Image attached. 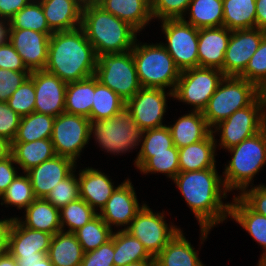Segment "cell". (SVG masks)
I'll return each mask as SVG.
<instances>
[{
	"instance_id": "d6986e66",
	"label": "cell",
	"mask_w": 266,
	"mask_h": 266,
	"mask_svg": "<svg viewBox=\"0 0 266 266\" xmlns=\"http://www.w3.org/2000/svg\"><path fill=\"white\" fill-rule=\"evenodd\" d=\"M51 35L31 29H9L8 41L30 71L44 70L48 61Z\"/></svg>"
},
{
	"instance_id": "5bb4252c",
	"label": "cell",
	"mask_w": 266,
	"mask_h": 266,
	"mask_svg": "<svg viewBox=\"0 0 266 266\" xmlns=\"http://www.w3.org/2000/svg\"><path fill=\"white\" fill-rule=\"evenodd\" d=\"M173 97V92L163 89L141 88L132 98L126 101L125 109L140 128L145 131L163 125L166 113L167 97Z\"/></svg>"
},
{
	"instance_id": "d4e9b609",
	"label": "cell",
	"mask_w": 266,
	"mask_h": 266,
	"mask_svg": "<svg viewBox=\"0 0 266 266\" xmlns=\"http://www.w3.org/2000/svg\"><path fill=\"white\" fill-rule=\"evenodd\" d=\"M174 146L178 149L206 139L212 129L201 111H189L179 117L173 125H168Z\"/></svg>"
},
{
	"instance_id": "74e56055",
	"label": "cell",
	"mask_w": 266,
	"mask_h": 266,
	"mask_svg": "<svg viewBox=\"0 0 266 266\" xmlns=\"http://www.w3.org/2000/svg\"><path fill=\"white\" fill-rule=\"evenodd\" d=\"M55 117L32 112L21 117L13 142H32L51 138Z\"/></svg>"
},
{
	"instance_id": "94428289",
	"label": "cell",
	"mask_w": 266,
	"mask_h": 266,
	"mask_svg": "<svg viewBox=\"0 0 266 266\" xmlns=\"http://www.w3.org/2000/svg\"><path fill=\"white\" fill-rule=\"evenodd\" d=\"M0 266H18V262L8 251H6L0 255Z\"/></svg>"
},
{
	"instance_id": "7dc6e473",
	"label": "cell",
	"mask_w": 266,
	"mask_h": 266,
	"mask_svg": "<svg viewBox=\"0 0 266 266\" xmlns=\"http://www.w3.org/2000/svg\"><path fill=\"white\" fill-rule=\"evenodd\" d=\"M191 0H151V13L153 19H179L188 13Z\"/></svg>"
},
{
	"instance_id": "836d02e7",
	"label": "cell",
	"mask_w": 266,
	"mask_h": 266,
	"mask_svg": "<svg viewBox=\"0 0 266 266\" xmlns=\"http://www.w3.org/2000/svg\"><path fill=\"white\" fill-rule=\"evenodd\" d=\"M187 11L189 20L182 19L197 29L223 26L222 0H191Z\"/></svg>"
},
{
	"instance_id": "91938a15",
	"label": "cell",
	"mask_w": 266,
	"mask_h": 266,
	"mask_svg": "<svg viewBox=\"0 0 266 266\" xmlns=\"http://www.w3.org/2000/svg\"><path fill=\"white\" fill-rule=\"evenodd\" d=\"M9 155H11V142L0 137V160L5 159Z\"/></svg>"
},
{
	"instance_id": "30bf717a",
	"label": "cell",
	"mask_w": 266,
	"mask_h": 266,
	"mask_svg": "<svg viewBox=\"0 0 266 266\" xmlns=\"http://www.w3.org/2000/svg\"><path fill=\"white\" fill-rule=\"evenodd\" d=\"M225 75L220 69L195 67L181 71L173 99L193 106L194 111H203Z\"/></svg>"
},
{
	"instance_id": "003e7915",
	"label": "cell",
	"mask_w": 266,
	"mask_h": 266,
	"mask_svg": "<svg viewBox=\"0 0 266 266\" xmlns=\"http://www.w3.org/2000/svg\"><path fill=\"white\" fill-rule=\"evenodd\" d=\"M258 266H266V264H257Z\"/></svg>"
},
{
	"instance_id": "f5cc1de1",
	"label": "cell",
	"mask_w": 266,
	"mask_h": 266,
	"mask_svg": "<svg viewBox=\"0 0 266 266\" xmlns=\"http://www.w3.org/2000/svg\"><path fill=\"white\" fill-rule=\"evenodd\" d=\"M0 68L12 71H30L9 41L0 44Z\"/></svg>"
},
{
	"instance_id": "f6af8a7d",
	"label": "cell",
	"mask_w": 266,
	"mask_h": 266,
	"mask_svg": "<svg viewBox=\"0 0 266 266\" xmlns=\"http://www.w3.org/2000/svg\"><path fill=\"white\" fill-rule=\"evenodd\" d=\"M8 106L21 117L34 112L35 89L33 79L29 76L11 95Z\"/></svg>"
},
{
	"instance_id": "d590c367",
	"label": "cell",
	"mask_w": 266,
	"mask_h": 266,
	"mask_svg": "<svg viewBox=\"0 0 266 266\" xmlns=\"http://www.w3.org/2000/svg\"><path fill=\"white\" fill-rule=\"evenodd\" d=\"M223 26L229 30L255 28L256 0H222Z\"/></svg>"
},
{
	"instance_id": "7c38bea8",
	"label": "cell",
	"mask_w": 266,
	"mask_h": 266,
	"mask_svg": "<svg viewBox=\"0 0 266 266\" xmlns=\"http://www.w3.org/2000/svg\"><path fill=\"white\" fill-rule=\"evenodd\" d=\"M90 122L85 116L65 112L55 117L51 141L56 155L77 163L80 153L91 139Z\"/></svg>"
},
{
	"instance_id": "2e32d148",
	"label": "cell",
	"mask_w": 266,
	"mask_h": 266,
	"mask_svg": "<svg viewBox=\"0 0 266 266\" xmlns=\"http://www.w3.org/2000/svg\"><path fill=\"white\" fill-rule=\"evenodd\" d=\"M265 35L266 31L258 28L232 30L225 52L223 74L238 77Z\"/></svg>"
},
{
	"instance_id": "c3c4849f",
	"label": "cell",
	"mask_w": 266,
	"mask_h": 266,
	"mask_svg": "<svg viewBox=\"0 0 266 266\" xmlns=\"http://www.w3.org/2000/svg\"><path fill=\"white\" fill-rule=\"evenodd\" d=\"M31 71L0 68V101L7 102L15 90L30 76Z\"/></svg>"
},
{
	"instance_id": "e575fe53",
	"label": "cell",
	"mask_w": 266,
	"mask_h": 266,
	"mask_svg": "<svg viewBox=\"0 0 266 266\" xmlns=\"http://www.w3.org/2000/svg\"><path fill=\"white\" fill-rule=\"evenodd\" d=\"M143 260L154 258L137 238L123 229L114 232V266H125Z\"/></svg>"
},
{
	"instance_id": "03108f58",
	"label": "cell",
	"mask_w": 266,
	"mask_h": 266,
	"mask_svg": "<svg viewBox=\"0 0 266 266\" xmlns=\"http://www.w3.org/2000/svg\"><path fill=\"white\" fill-rule=\"evenodd\" d=\"M83 3H87V2H95L96 0H81Z\"/></svg>"
},
{
	"instance_id": "db71d44e",
	"label": "cell",
	"mask_w": 266,
	"mask_h": 266,
	"mask_svg": "<svg viewBox=\"0 0 266 266\" xmlns=\"http://www.w3.org/2000/svg\"><path fill=\"white\" fill-rule=\"evenodd\" d=\"M14 164H16V162L12 155L0 160V197L19 175L17 174V168L14 167Z\"/></svg>"
},
{
	"instance_id": "9a60e30c",
	"label": "cell",
	"mask_w": 266,
	"mask_h": 266,
	"mask_svg": "<svg viewBox=\"0 0 266 266\" xmlns=\"http://www.w3.org/2000/svg\"><path fill=\"white\" fill-rule=\"evenodd\" d=\"M51 238V234L29 229L15 218L9 234L7 251L18 263H36L47 256Z\"/></svg>"
},
{
	"instance_id": "ac0fdd59",
	"label": "cell",
	"mask_w": 266,
	"mask_h": 266,
	"mask_svg": "<svg viewBox=\"0 0 266 266\" xmlns=\"http://www.w3.org/2000/svg\"><path fill=\"white\" fill-rule=\"evenodd\" d=\"M144 204L139 206L133 184L128 178L117 186L98 215L110 228L113 225L125 226L123 230H126Z\"/></svg>"
},
{
	"instance_id": "f1b7e54d",
	"label": "cell",
	"mask_w": 266,
	"mask_h": 266,
	"mask_svg": "<svg viewBox=\"0 0 266 266\" xmlns=\"http://www.w3.org/2000/svg\"><path fill=\"white\" fill-rule=\"evenodd\" d=\"M155 266H205L181 229L154 258Z\"/></svg>"
},
{
	"instance_id": "f546056e",
	"label": "cell",
	"mask_w": 266,
	"mask_h": 266,
	"mask_svg": "<svg viewBox=\"0 0 266 266\" xmlns=\"http://www.w3.org/2000/svg\"><path fill=\"white\" fill-rule=\"evenodd\" d=\"M11 155L16 165L26 173L33 167L56 156L51 138L32 142H12Z\"/></svg>"
},
{
	"instance_id": "4316f807",
	"label": "cell",
	"mask_w": 266,
	"mask_h": 266,
	"mask_svg": "<svg viewBox=\"0 0 266 266\" xmlns=\"http://www.w3.org/2000/svg\"><path fill=\"white\" fill-rule=\"evenodd\" d=\"M217 141L213 133L206 139L179 148L180 172H191L216 168L215 151Z\"/></svg>"
},
{
	"instance_id": "9f6ffc18",
	"label": "cell",
	"mask_w": 266,
	"mask_h": 266,
	"mask_svg": "<svg viewBox=\"0 0 266 266\" xmlns=\"http://www.w3.org/2000/svg\"><path fill=\"white\" fill-rule=\"evenodd\" d=\"M15 217L0 219V255L8 250L9 234Z\"/></svg>"
},
{
	"instance_id": "8992f818",
	"label": "cell",
	"mask_w": 266,
	"mask_h": 266,
	"mask_svg": "<svg viewBox=\"0 0 266 266\" xmlns=\"http://www.w3.org/2000/svg\"><path fill=\"white\" fill-rule=\"evenodd\" d=\"M258 96L259 88L253 82L237 76H225L202 113L213 130L235 111L249 106Z\"/></svg>"
},
{
	"instance_id": "ffe728a7",
	"label": "cell",
	"mask_w": 266,
	"mask_h": 266,
	"mask_svg": "<svg viewBox=\"0 0 266 266\" xmlns=\"http://www.w3.org/2000/svg\"><path fill=\"white\" fill-rule=\"evenodd\" d=\"M75 166L72 159L56 155L27 171L35 197L45 198L56 184L76 169Z\"/></svg>"
},
{
	"instance_id": "f35d334b",
	"label": "cell",
	"mask_w": 266,
	"mask_h": 266,
	"mask_svg": "<svg viewBox=\"0 0 266 266\" xmlns=\"http://www.w3.org/2000/svg\"><path fill=\"white\" fill-rule=\"evenodd\" d=\"M9 29H31L45 34H53L45 18L39 0H31L9 20Z\"/></svg>"
},
{
	"instance_id": "b9f144b4",
	"label": "cell",
	"mask_w": 266,
	"mask_h": 266,
	"mask_svg": "<svg viewBox=\"0 0 266 266\" xmlns=\"http://www.w3.org/2000/svg\"><path fill=\"white\" fill-rule=\"evenodd\" d=\"M0 199L4 201L1 205H14L19 210L26 209L36 199L29 176L26 173L18 175Z\"/></svg>"
},
{
	"instance_id": "6125c7cd",
	"label": "cell",
	"mask_w": 266,
	"mask_h": 266,
	"mask_svg": "<svg viewBox=\"0 0 266 266\" xmlns=\"http://www.w3.org/2000/svg\"><path fill=\"white\" fill-rule=\"evenodd\" d=\"M18 266H54L49 258L46 256L43 259L38 260L36 263L32 264H24V263H18Z\"/></svg>"
},
{
	"instance_id": "7bdbcfd3",
	"label": "cell",
	"mask_w": 266,
	"mask_h": 266,
	"mask_svg": "<svg viewBox=\"0 0 266 266\" xmlns=\"http://www.w3.org/2000/svg\"><path fill=\"white\" fill-rule=\"evenodd\" d=\"M75 172L76 169L67 178L56 184L44 198L59 210L79 198V182Z\"/></svg>"
},
{
	"instance_id": "e7e4bbea",
	"label": "cell",
	"mask_w": 266,
	"mask_h": 266,
	"mask_svg": "<svg viewBox=\"0 0 266 266\" xmlns=\"http://www.w3.org/2000/svg\"><path fill=\"white\" fill-rule=\"evenodd\" d=\"M259 96L266 102V82L259 88Z\"/></svg>"
},
{
	"instance_id": "be15d7a7",
	"label": "cell",
	"mask_w": 266,
	"mask_h": 266,
	"mask_svg": "<svg viewBox=\"0 0 266 266\" xmlns=\"http://www.w3.org/2000/svg\"><path fill=\"white\" fill-rule=\"evenodd\" d=\"M125 266H155V261L154 260H143V261L129 263Z\"/></svg>"
},
{
	"instance_id": "cb8c5ba5",
	"label": "cell",
	"mask_w": 266,
	"mask_h": 266,
	"mask_svg": "<svg viewBox=\"0 0 266 266\" xmlns=\"http://www.w3.org/2000/svg\"><path fill=\"white\" fill-rule=\"evenodd\" d=\"M99 6L128 23L138 33L153 20L151 0H96Z\"/></svg>"
},
{
	"instance_id": "60d3db41",
	"label": "cell",
	"mask_w": 266,
	"mask_h": 266,
	"mask_svg": "<svg viewBox=\"0 0 266 266\" xmlns=\"http://www.w3.org/2000/svg\"><path fill=\"white\" fill-rule=\"evenodd\" d=\"M96 212L85 200L78 198L59 210L62 231L74 233L93 219ZM65 225L69 228L64 230Z\"/></svg>"
},
{
	"instance_id": "603a6c76",
	"label": "cell",
	"mask_w": 266,
	"mask_h": 266,
	"mask_svg": "<svg viewBox=\"0 0 266 266\" xmlns=\"http://www.w3.org/2000/svg\"><path fill=\"white\" fill-rule=\"evenodd\" d=\"M52 32L76 29L82 23L81 0H39Z\"/></svg>"
},
{
	"instance_id": "11a10c76",
	"label": "cell",
	"mask_w": 266,
	"mask_h": 266,
	"mask_svg": "<svg viewBox=\"0 0 266 266\" xmlns=\"http://www.w3.org/2000/svg\"><path fill=\"white\" fill-rule=\"evenodd\" d=\"M31 0H0V18L9 21Z\"/></svg>"
},
{
	"instance_id": "8fae6325",
	"label": "cell",
	"mask_w": 266,
	"mask_h": 266,
	"mask_svg": "<svg viewBox=\"0 0 266 266\" xmlns=\"http://www.w3.org/2000/svg\"><path fill=\"white\" fill-rule=\"evenodd\" d=\"M166 42L162 45L173 58L180 71L199 67L198 33L199 29L182 18L161 21Z\"/></svg>"
},
{
	"instance_id": "6f0895ef",
	"label": "cell",
	"mask_w": 266,
	"mask_h": 266,
	"mask_svg": "<svg viewBox=\"0 0 266 266\" xmlns=\"http://www.w3.org/2000/svg\"><path fill=\"white\" fill-rule=\"evenodd\" d=\"M255 28L266 31V0H256Z\"/></svg>"
},
{
	"instance_id": "6da1fadb",
	"label": "cell",
	"mask_w": 266,
	"mask_h": 266,
	"mask_svg": "<svg viewBox=\"0 0 266 266\" xmlns=\"http://www.w3.org/2000/svg\"><path fill=\"white\" fill-rule=\"evenodd\" d=\"M222 178L216 168H209L179 172L173 179L199 222L201 244L206 240L210 229L229 217L230 203L226 204L222 200L228 193Z\"/></svg>"
},
{
	"instance_id": "7402d4cb",
	"label": "cell",
	"mask_w": 266,
	"mask_h": 266,
	"mask_svg": "<svg viewBox=\"0 0 266 266\" xmlns=\"http://www.w3.org/2000/svg\"><path fill=\"white\" fill-rule=\"evenodd\" d=\"M78 175L79 197L85 200L96 212L101 211L117 188L111 182L112 179L93 167L79 170Z\"/></svg>"
},
{
	"instance_id": "d6a6232c",
	"label": "cell",
	"mask_w": 266,
	"mask_h": 266,
	"mask_svg": "<svg viewBox=\"0 0 266 266\" xmlns=\"http://www.w3.org/2000/svg\"><path fill=\"white\" fill-rule=\"evenodd\" d=\"M95 92V76L67 83L65 113L89 117Z\"/></svg>"
},
{
	"instance_id": "8d00e7d4",
	"label": "cell",
	"mask_w": 266,
	"mask_h": 266,
	"mask_svg": "<svg viewBox=\"0 0 266 266\" xmlns=\"http://www.w3.org/2000/svg\"><path fill=\"white\" fill-rule=\"evenodd\" d=\"M126 101L102 85L95 77V92L92 103L90 121L109 119L125 109Z\"/></svg>"
},
{
	"instance_id": "484cf974",
	"label": "cell",
	"mask_w": 266,
	"mask_h": 266,
	"mask_svg": "<svg viewBox=\"0 0 266 266\" xmlns=\"http://www.w3.org/2000/svg\"><path fill=\"white\" fill-rule=\"evenodd\" d=\"M229 216L263 247L258 264H266V216L253 211L238 195L230 203Z\"/></svg>"
},
{
	"instance_id": "ee69618b",
	"label": "cell",
	"mask_w": 266,
	"mask_h": 266,
	"mask_svg": "<svg viewBox=\"0 0 266 266\" xmlns=\"http://www.w3.org/2000/svg\"><path fill=\"white\" fill-rule=\"evenodd\" d=\"M141 149L138 153L169 152L174 147L171 132L167 125L143 131Z\"/></svg>"
},
{
	"instance_id": "7a4b0ae2",
	"label": "cell",
	"mask_w": 266,
	"mask_h": 266,
	"mask_svg": "<svg viewBox=\"0 0 266 266\" xmlns=\"http://www.w3.org/2000/svg\"><path fill=\"white\" fill-rule=\"evenodd\" d=\"M96 64L97 55L81 26L50 36L45 71L70 83L94 76Z\"/></svg>"
},
{
	"instance_id": "83f0119b",
	"label": "cell",
	"mask_w": 266,
	"mask_h": 266,
	"mask_svg": "<svg viewBox=\"0 0 266 266\" xmlns=\"http://www.w3.org/2000/svg\"><path fill=\"white\" fill-rule=\"evenodd\" d=\"M24 210V220L15 217L23 226L47 232L52 236L62 230L59 209L44 198H36Z\"/></svg>"
},
{
	"instance_id": "5b68a950",
	"label": "cell",
	"mask_w": 266,
	"mask_h": 266,
	"mask_svg": "<svg viewBox=\"0 0 266 266\" xmlns=\"http://www.w3.org/2000/svg\"><path fill=\"white\" fill-rule=\"evenodd\" d=\"M134 43L132 54L142 88L174 91L181 71L162 43Z\"/></svg>"
},
{
	"instance_id": "816d5d0a",
	"label": "cell",
	"mask_w": 266,
	"mask_h": 266,
	"mask_svg": "<svg viewBox=\"0 0 266 266\" xmlns=\"http://www.w3.org/2000/svg\"><path fill=\"white\" fill-rule=\"evenodd\" d=\"M238 195L253 211L266 216V185L259 184L246 188Z\"/></svg>"
},
{
	"instance_id": "9c48e42d",
	"label": "cell",
	"mask_w": 266,
	"mask_h": 266,
	"mask_svg": "<svg viewBox=\"0 0 266 266\" xmlns=\"http://www.w3.org/2000/svg\"><path fill=\"white\" fill-rule=\"evenodd\" d=\"M266 127V102L258 96L249 106L235 111L217 124L212 133L219 132V146L229 149L238 145Z\"/></svg>"
},
{
	"instance_id": "3957f363",
	"label": "cell",
	"mask_w": 266,
	"mask_h": 266,
	"mask_svg": "<svg viewBox=\"0 0 266 266\" xmlns=\"http://www.w3.org/2000/svg\"><path fill=\"white\" fill-rule=\"evenodd\" d=\"M81 27L97 56L131 51L138 33L96 2L84 3Z\"/></svg>"
},
{
	"instance_id": "ba28073f",
	"label": "cell",
	"mask_w": 266,
	"mask_h": 266,
	"mask_svg": "<svg viewBox=\"0 0 266 266\" xmlns=\"http://www.w3.org/2000/svg\"><path fill=\"white\" fill-rule=\"evenodd\" d=\"M94 76L102 85L109 87L125 101L142 88L132 50L125 53L98 55Z\"/></svg>"
},
{
	"instance_id": "bcb514c9",
	"label": "cell",
	"mask_w": 266,
	"mask_h": 266,
	"mask_svg": "<svg viewBox=\"0 0 266 266\" xmlns=\"http://www.w3.org/2000/svg\"><path fill=\"white\" fill-rule=\"evenodd\" d=\"M238 77L253 82L258 88L266 82V35Z\"/></svg>"
},
{
	"instance_id": "52a82bcc",
	"label": "cell",
	"mask_w": 266,
	"mask_h": 266,
	"mask_svg": "<svg viewBox=\"0 0 266 266\" xmlns=\"http://www.w3.org/2000/svg\"><path fill=\"white\" fill-rule=\"evenodd\" d=\"M142 133L143 130L126 109L109 119L90 122V135L94 136L102 150L114 155L130 152L139 146Z\"/></svg>"
},
{
	"instance_id": "e0dca14e",
	"label": "cell",
	"mask_w": 266,
	"mask_h": 266,
	"mask_svg": "<svg viewBox=\"0 0 266 266\" xmlns=\"http://www.w3.org/2000/svg\"><path fill=\"white\" fill-rule=\"evenodd\" d=\"M35 89L34 112L57 117L65 112L67 83L45 70L31 71Z\"/></svg>"
},
{
	"instance_id": "680465c9",
	"label": "cell",
	"mask_w": 266,
	"mask_h": 266,
	"mask_svg": "<svg viewBox=\"0 0 266 266\" xmlns=\"http://www.w3.org/2000/svg\"><path fill=\"white\" fill-rule=\"evenodd\" d=\"M9 21L0 18V44L6 43L9 39Z\"/></svg>"
},
{
	"instance_id": "1f68e13d",
	"label": "cell",
	"mask_w": 266,
	"mask_h": 266,
	"mask_svg": "<svg viewBox=\"0 0 266 266\" xmlns=\"http://www.w3.org/2000/svg\"><path fill=\"white\" fill-rule=\"evenodd\" d=\"M135 166L143 174L162 173L172 180L180 172L179 153L176 146L169 148V152L138 153Z\"/></svg>"
},
{
	"instance_id": "4dcf8cb0",
	"label": "cell",
	"mask_w": 266,
	"mask_h": 266,
	"mask_svg": "<svg viewBox=\"0 0 266 266\" xmlns=\"http://www.w3.org/2000/svg\"><path fill=\"white\" fill-rule=\"evenodd\" d=\"M84 253L76 235L61 230L52 236L47 257L54 266H80Z\"/></svg>"
},
{
	"instance_id": "277c9868",
	"label": "cell",
	"mask_w": 266,
	"mask_h": 266,
	"mask_svg": "<svg viewBox=\"0 0 266 266\" xmlns=\"http://www.w3.org/2000/svg\"><path fill=\"white\" fill-rule=\"evenodd\" d=\"M227 150L232 159L225 165L224 186L228 192L237 189L242 193L249 185L253 186L254 176L266 164V127Z\"/></svg>"
},
{
	"instance_id": "f907efd6",
	"label": "cell",
	"mask_w": 266,
	"mask_h": 266,
	"mask_svg": "<svg viewBox=\"0 0 266 266\" xmlns=\"http://www.w3.org/2000/svg\"><path fill=\"white\" fill-rule=\"evenodd\" d=\"M21 116L14 112L7 104V102L0 101V137L13 142Z\"/></svg>"
},
{
	"instance_id": "ab89813d",
	"label": "cell",
	"mask_w": 266,
	"mask_h": 266,
	"mask_svg": "<svg viewBox=\"0 0 266 266\" xmlns=\"http://www.w3.org/2000/svg\"><path fill=\"white\" fill-rule=\"evenodd\" d=\"M84 252L97 249L111 240L113 231L97 214L83 227L74 232Z\"/></svg>"
},
{
	"instance_id": "4fadbf2b",
	"label": "cell",
	"mask_w": 266,
	"mask_h": 266,
	"mask_svg": "<svg viewBox=\"0 0 266 266\" xmlns=\"http://www.w3.org/2000/svg\"><path fill=\"white\" fill-rule=\"evenodd\" d=\"M164 216L163 212L154 213L145 203L126 229L127 232L144 245L153 258L162 251L180 230L176 225H168Z\"/></svg>"
},
{
	"instance_id": "681fc988",
	"label": "cell",
	"mask_w": 266,
	"mask_h": 266,
	"mask_svg": "<svg viewBox=\"0 0 266 266\" xmlns=\"http://www.w3.org/2000/svg\"><path fill=\"white\" fill-rule=\"evenodd\" d=\"M114 232L111 240L95 250L84 253L80 266H114Z\"/></svg>"
},
{
	"instance_id": "44dd1931",
	"label": "cell",
	"mask_w": 266,
	"mask_h": 266,
	"mask_svg": "<svg viewBox=\"0 0 266 266\" xmlns=\"http://www.w3.org/2000/svg\"><path fill=\"white\" fill-rule=\"evenodd\" d=\"M231 32L232 30L224 26L199 29V67L217 68L223 72L224 57Z\"/></svg>"
}]
</instances>
